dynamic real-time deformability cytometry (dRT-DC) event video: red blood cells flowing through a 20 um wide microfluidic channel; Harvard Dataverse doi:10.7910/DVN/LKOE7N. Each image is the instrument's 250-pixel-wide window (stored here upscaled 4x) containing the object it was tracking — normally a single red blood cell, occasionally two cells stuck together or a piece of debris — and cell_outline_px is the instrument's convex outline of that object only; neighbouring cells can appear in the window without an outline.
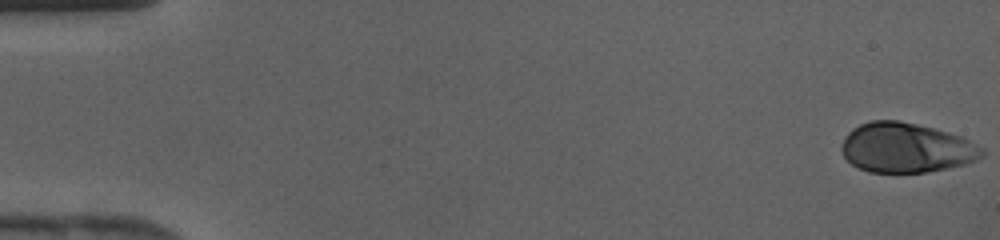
{"species": "human", "species_latin": "Homo sapiens", "temperature_condition": "cold", "stored_images_in_passage": 43, "camera_frame_rate_fps": 3000, "um_per_image_px": 0.085, "donor": {"sex": "female"}, "frame": {"image": 1, "passage_image": 1, "time_ms": 0.0, "image_size_px": [1000, 240], "cell_outline_px": [[984, 156], [976, 160], [964, 164], [924, 172], [868, 172], [852, 164], [844, 156], [840, 148], [844, 136], [852, 128], [860, 124], [872, 120], [896, 120], [916, 124], [948, 132], [960, 136], [984, 148]], "centroid_in_image_um": [77.0, 12.55], "position_along_channel_um": 8.0, "area_um2": 40.52}}
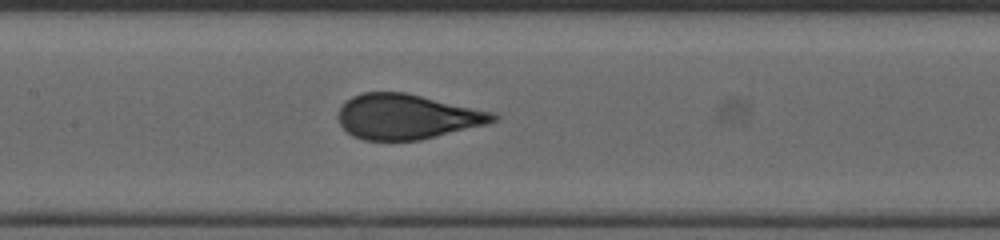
{"frame": {"image": 2, "passage_image": 21, "time_ms": 6.667, "image_size_px": [1000, 240], "cell_outline_px": [[500, 116], [496, 120], [488, 124], [420, 140], [364, 140], [352, 136], [340, 124], [336, 116], [340, 108], [352, 96], [364, 92], [404, 92], [496, 112]], "centroid_in_image_um": [34.62, 9.91], "position_along_channel_um": 172.8, "area_um2": 40.75}}
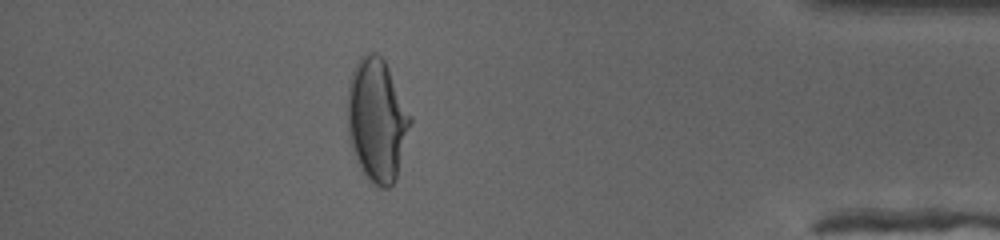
{"frame": {"image": 3, "passage_image": 38, "time_ms": 12.333, "image_size_px": [1000, 240], "cell_outline_px": [[412, 120], [396, 180], [388, 188], [380, 188], [372, 184], [368, 180], [360, 168], [356, 160], [352, 148], [348, 132], [348, 80], [352, 68], [356, 60], [364, 52], [376, 52], [384, 60], [412, 116]], "centroid_in_image_um": [32.03, 10.19], "position_along_channel_um": 403.2, "area_um2": 45.37}}